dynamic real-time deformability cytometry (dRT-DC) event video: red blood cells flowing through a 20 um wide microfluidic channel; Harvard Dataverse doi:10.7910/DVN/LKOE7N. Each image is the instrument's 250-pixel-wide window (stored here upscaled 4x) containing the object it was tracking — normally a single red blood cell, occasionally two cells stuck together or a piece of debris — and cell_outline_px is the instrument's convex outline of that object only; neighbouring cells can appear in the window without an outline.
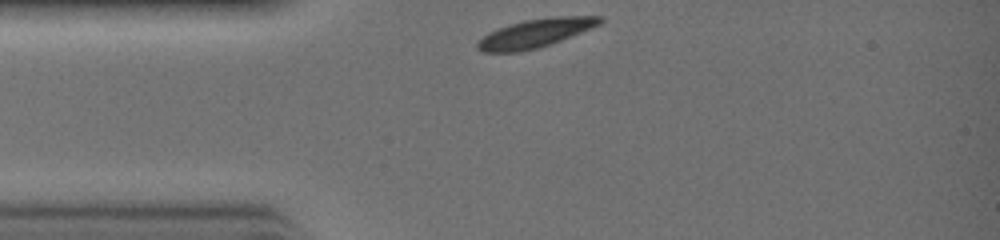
{"species": "common noctule bat (a hibernating species)", "species_latin": "Nyctalus noctula", "temperature_condition": "warm", "stored_images_in_passage": 21, "camera_frame_rate_fps": 3000, "um_per_image_px": 0.085, "animal": {"sex": "female", "body_mass_g": 19.0, "forearm_length_mm": 51.5}, "frame": {"image": 1, "passage_image": 1, "time_ms": 0.0, "image_size_px": [1000, 240], "cell_outline_px": [[604, 20], [600, 24], [592, 28], [560, 40], [536, 48], [520, 52], [484, 52], [476, 48], [476, 40], [488, 32], [508, 24], [524, 20], [556, 16], [604, 16]], "centroid_in_image_um": [45.47, 2.81], "position_along_channel_um": 39.5, "area_um2": 20.4}}
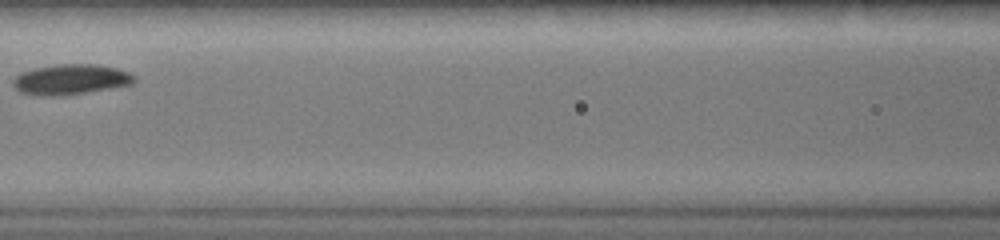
{"frame": {"image": 2, "passage_image": 8, "time_ms": 2.333, "image_size_px": [1000, 240], "cell_outline_px": [[136, 80], [132, 84], [112, 88], [64, 96], [36, 96], [20, 92], [12, 84], [12, 80], [20, 72], [32, 68], [56, 64], [100, 64], [116, 68], [128, 72], [136, 76]], "centroid_in_image_um": [5.99, 6.75], "position_along_channel_um": 160.6, "area_um2": 21.85}}
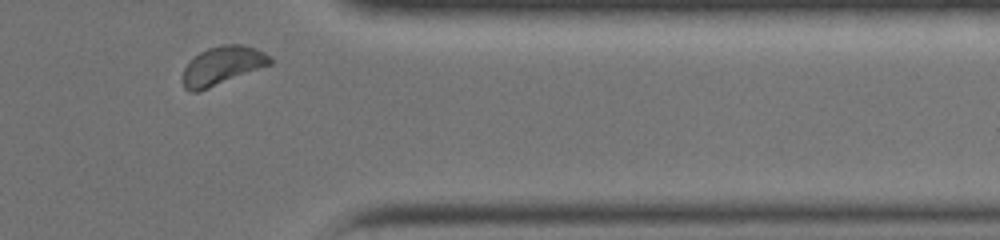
{"frame": {"image": 3, "passage_image": 20, "time_ms": 6.333, "image_size_px": [1000, 240], "cell_outline_px": [[272, 64], [208, 88], [196, 92], [192, 92], [184, 88], [184, 68], [200, 52], [208, 48], [220, 44], [240, 44], [256, 48], [272, 56]], "centroid_in_image_um": [18.95, 5.56], "position_along_channel_um": 392.5, "area_um2": 19.31}}